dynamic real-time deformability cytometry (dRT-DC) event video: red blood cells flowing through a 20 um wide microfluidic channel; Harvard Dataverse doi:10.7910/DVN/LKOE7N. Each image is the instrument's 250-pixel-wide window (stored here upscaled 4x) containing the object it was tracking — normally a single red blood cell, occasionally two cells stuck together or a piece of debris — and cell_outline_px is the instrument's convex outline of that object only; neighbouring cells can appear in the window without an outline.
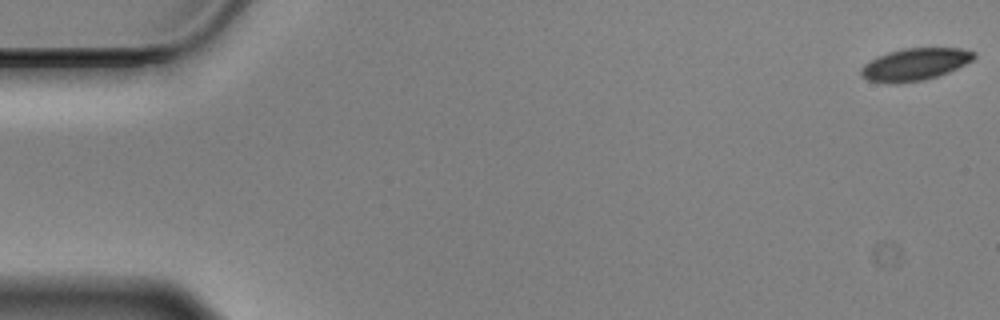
{"species": "Egyptian fruit bat (a non-hibernating species)", "species_latin": "Rousettus aegyptiacus", "temperature_condition": "cold", "stored_images_in_passage": 58, "camera_frame_rate_fps": 3000, "um_per_image_px": 0.085, "animal": {"sex": "male"}, "frame": {"image": 1, "passage_image": 1, "time_ms": 0.0, "image_size_px": [1000, 320], "cell_outline_px": [[976, 56], [972, 60], [948, 72], [924, 80], [892, 84], [868, 80], [860, 76], [860, 68], [864, 64], [876, 56], [888, 52], [904, 48], [960, 48], [976, 52]], "centroid_in_image_um": [77.72, 5.47], "position_along_channel_um": 7.3, "area_um2": 21.21}}
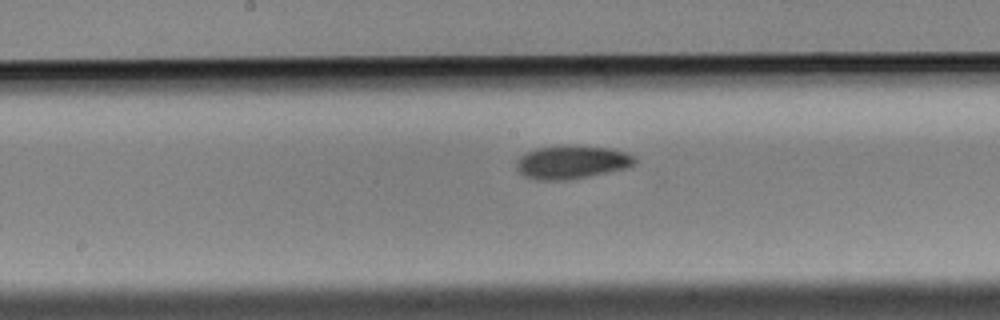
{"frame": {"image": 2, "passage_image": 30, "time_ms": 9.667, "image_size_px": [1000, 320], "cell_outline_px": [[636, 164], [628, 168], [588, 176], [564, 180], [540, 180], [524, 176], [516, 168], [516, 160], [524, 152], [536, 148], [568, 144], [576, 144], [616, 148], [636, 156]], "centroid_in_image_um": [48.64, 13.74], "position_along_channel_um": 199.6, "area_um2": 23.64}}
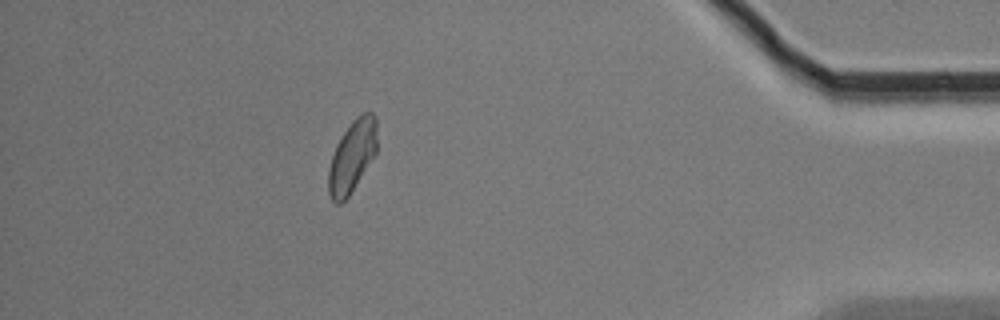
{"frame": {"image": 3, "passage_image": 52, "time_ms": 17.0, "image_size_px": [1000, 320], "cell_outline_px": [[376, 152], [348, 196], [340, 204], [336, 204], [332, 200], [328, 192], [328, 168], [336, 144], [352, 120], [356, 116], [364, 112], [372, 112], [376, 116]], "centroid_in_image_um": [29.91, 13.27], "position_along_channel_um": 405.3, "area_um2": 20.11}, "authors_computed_cell_mechanics": {"area_um2": 21.8773, "velocity_mm_per_s": 3.4516, "shape_relaxation_time_tau1_ms": 4.6311, "shape_relaxation_time_tau2_ms": null, "deformation_change_tau1": 0.1024, "deformation_change_tau2": null}}